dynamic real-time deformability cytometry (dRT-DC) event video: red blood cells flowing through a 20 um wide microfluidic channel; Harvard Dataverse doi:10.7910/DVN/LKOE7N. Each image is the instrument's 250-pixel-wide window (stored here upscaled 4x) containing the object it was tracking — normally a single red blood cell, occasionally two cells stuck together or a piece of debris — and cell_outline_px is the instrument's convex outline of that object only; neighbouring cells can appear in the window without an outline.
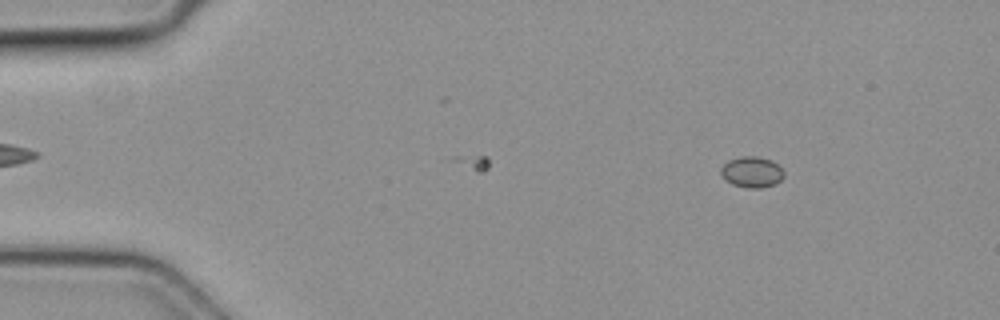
{"species": "common noctule bat (a hibernating species)", "species_latin": "Nyctalus noctula", "temperature_condition": "cold", "stored_images_in_passage": 2, "camera_frame_rate_fps": 3000, "um_per_image_px": 0.085, "animal": {"sex": "female", "body_mass_g": 19.3, "forearm_length_mm": 54.1}, "frame": {"image": 1, "passage_image": 2, "time_ms": 0.333, "image_size_px": [1000, 320], "cell_outline_px": [[784, 176], [776, 184], [760, 188], [748, 188], [732, 184], [724, 180], [720, 172], [720, 168], [728, 160], [744, 156], [756, 156], [772, 160], [784, 172]], "centroid_in_image_um": [63.89, 14.63], "position_along_channel_um": 21.1, "area_um2": 11.39}}